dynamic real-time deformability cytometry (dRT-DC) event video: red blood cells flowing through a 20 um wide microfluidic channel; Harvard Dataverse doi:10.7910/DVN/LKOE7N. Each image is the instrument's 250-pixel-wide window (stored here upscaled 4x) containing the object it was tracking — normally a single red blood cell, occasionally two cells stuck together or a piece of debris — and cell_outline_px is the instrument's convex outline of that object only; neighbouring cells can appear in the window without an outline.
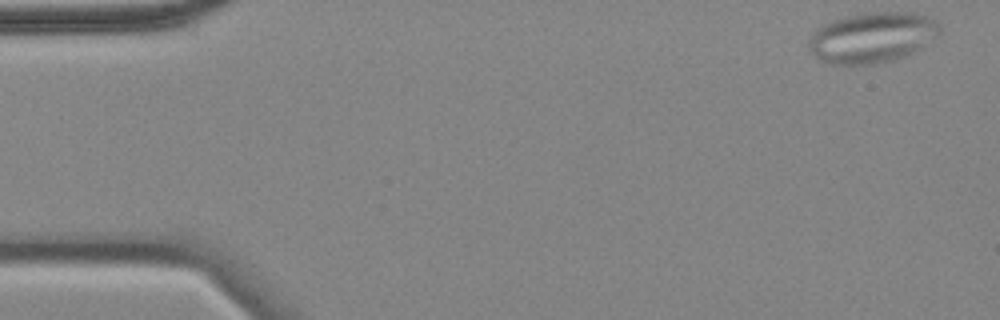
{"species": "common noctule bat (a hibernating species)", "species_latin": "Nyctalus noctula", "temperature_condition": "cold", "stored_images_in_passage": 55, "camera_frame_rate_fps": 3000, "um_per_image_px": 0.085, "animal": {"sex": "female", "body_mass_g": 18.4}, "frame": {"image": 1, "passage_image": 1, "time_ms": 0.0, "image_size_px": [1000, 320], "cell_outline_px": [[940, 32], [924, 48], [908, 56], [896, 60], [880, 64], [848, 68], [828, 64], [820, 60], [808, 48], [808, 40], [816, 28], [832, 20], [864, 12], [912, 12], [928, 16], [936, 20], [940, 24]], "centroid_in_image_um": [74.14, 3.24], "position_along_channel_um": 10.9, "area_um2": 40.0}}
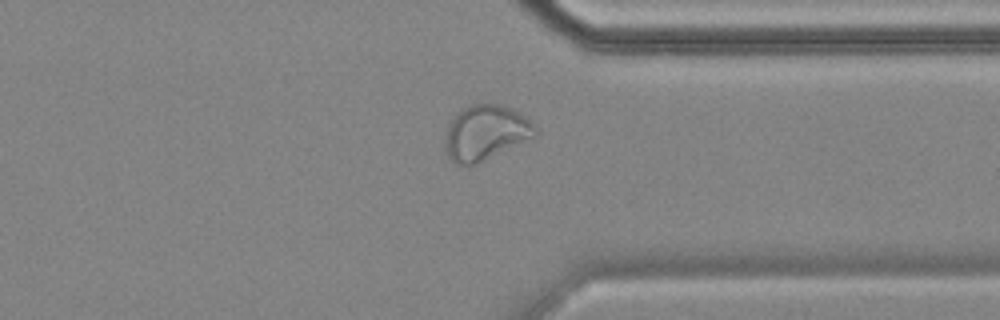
{"frame": {"image": 2, "passage_image": 42, "time_ms": 13.667, "image_size_px": [1000, 320], "cell_outline_px": [[536, 136], [476, 164], [452, 164], [448, 156], [444, 144], [448, 124], [456, 112], [472, 104], [500, 104], [512, 108], [536, 124]], "centroid_in_image_um": [41.26, 11.27], "position_along_channel_um": 370.1, "area_um2": 28.9}}
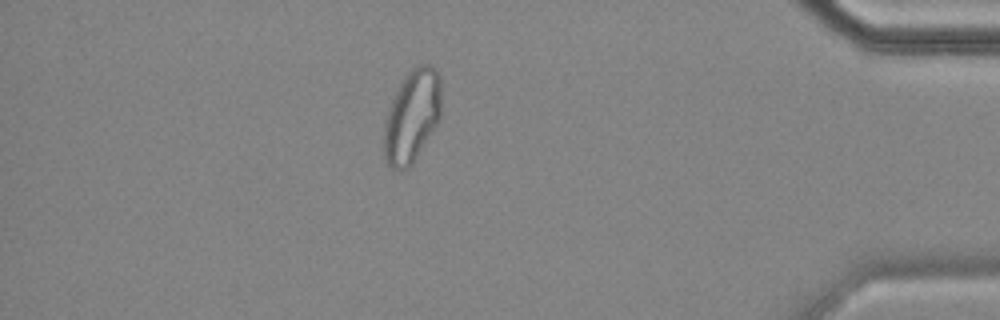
{"frame": {"image": 3, "passage_image": 48, "time_ms": 15.667, "image_size_px": [1000, 320], "cell_outline_px": [[440, 116], [436, 124], [412, 164], [408, 168], [400, 172], [392, 168], [388, 164], [384, 156], [384, 120], [388, 108], [404, 76], [412, 68], [420, 64], [432, 64], [436, 68], [440, 76]], "centroid_in_image_um": [35.0, 9.86], "position_along_channel_um": 400.2, "area_um2": 30.87}, "authors_computed_cell_mechanics": {"area_um2": 29.9404, "velocity_mm_per_s": 3.4939, "shape_relaxation_time_tau1_ms": null, "shape_relaxation_time_tau2_ms": 1.7275, "deformation_change_tau1": null, "deformation_change_tau2": 0.0698}}